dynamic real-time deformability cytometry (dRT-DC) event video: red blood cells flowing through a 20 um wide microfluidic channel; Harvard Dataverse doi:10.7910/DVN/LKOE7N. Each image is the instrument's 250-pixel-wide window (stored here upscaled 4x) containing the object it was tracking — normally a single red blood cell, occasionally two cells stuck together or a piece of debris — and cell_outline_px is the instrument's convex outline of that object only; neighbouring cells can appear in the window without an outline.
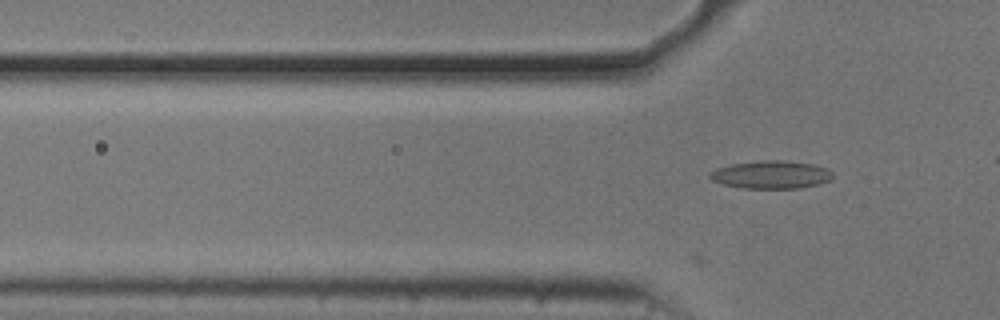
{"species": "common noctule bat (a hibernating species)", "species_latin": "Nyctalus noctula", "temperature_condition": "cold", "stored_images_in_passage": 14, "camera_frame_rate_fps": 3000, "um_per_image_px": 0.085, "animal": {"sex": "male", "body_mass_g": 20.5, "forearm_length_mm": 52.5}, "frame": {"image": 1, "passage_image": 14, "time_ms": 4.333, "image_size_px": [1000, 320], "cell_outline_px": [[832, 180], [820, 184], [800, 188], [744, 188], [724, 184], [712, 180], [708, 176], [708, 172], [716, 168], [732, 164], [760, 160], [784, 160], [812, 164], [828, 168], [832, 172]], "centroid_in_image_um": [65.56, 14.84], "position_along_channel_um": 60.2, "area_um2": 20.11}}